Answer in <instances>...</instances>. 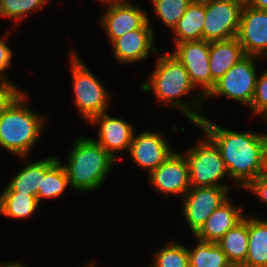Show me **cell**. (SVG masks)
<instances>
[{"label":"cell","mask_w":267,"mask_h":267,"mask_svg":"<svg viewBox=\"0 0 267 267\" xmlns=\"http://www.w3.org/2000/svg\"><path fill=\"white\" fill-rule=\"evenodd\" d=\"M22 92L23 90L10 80H0V116Z\"/></svg>","instance_id":"f546056e"},{"label":"cell","mask_w":267,"mask_h":267,"mask_svg":"<svg viewBox=\"0 0 267 267\" xmlns=\"http://www.w3.org/2000/svg\"><path fill=\"white\" fill-rule=\"evenodd\" d=\"M61 160H57L42 178L41 187H38V202L43 198H56L70 187L67 172Z\"/></svg>","instance_id":"d4e9b609"},{"label":"cell","mask_w":267,"mask_h":267,"mask_svg":"<svg viewBox=\"0 0 267 267\" xmlns=\"http://www.w3.org/2000/svg\"><path fill=\"white\" fill-rule=\"evenodd\" d=\"M240 1H242L243 3H247L248 2V0H240Z\"/></svg>","instance_id":"f35d334b"},{"label":"cell","mask_w":267,"mask_h":267,"mask_svg":"<svg viewBox=\"0 0 267 267\" xmlns=\"http://www.w3.org/2000/svg\"><path fill=\"white\" fill-rule=\"evenodd\" d=\"M133 5L129 0L106 5L100 21L111 43L127 32L141 29L148 22L146 11Z\"/></svg>","instance_id":"4fadbf2b"},{"label":"cell","mask_w":267,"mask_h":267,"mask_svg":"<svg viewBox=\"0 0 267 267\" xmlns=\"http://www.w3.org/2000/svg\"><path fill=\"white\" fill-rule=\"evenodd\" d=\"M237 39L246 55L267 57V10H259L244 3Z\"/></svg>","instance_id":"7c38bea8"},{"label":"cell","mask_w":267,"mask_h":267,"mask_svg":"<svg viewBox=\"0 0 267 267\" xmlns=\"http://www.w3.org/2000/svg\"><path fill=\"white\" fill-rule=\"evenodd\" d=\"M230 201L231 199H228L213 211L201 229L194 235L196 239L216 243L244 218L243 208L235 207Z\"/></svg>","instance_id":"e0dca14e"},{"label":"cell","mask_w":267,"mask_h":267,"mask_svg":"<svg viewBox=\"0 0 267 267\" xmlns=\"http://www.w3.org/2000/svg\"><path fill=\"white\" fill-rule=\"evenodd\" d=\"M63 165L70 188L75 191H94L103 184L116 160L95 139L79 138Z\"/></svg>","instance_id":"277c9868"},{"label":"cell","mask_w":267,"mask_h":267,"mask_svg":"<svg viewBox=\"0 0 267 267\" xmlns=\"http://www.w3.org/2000/svg\"><path fill=\"white\" fill-rule=\"evenodd\" d=\"M140 88L144 92L152 91L158 102L179 109L195 125L204 118V115L198 112L202 107L201 102L206 100L201 93L196 98L193 97L194 100L189 101L190 103L179 100L196 87L191 82L183 64L171 52L157 57L155 69L149 76V81H144Z\"/></svg>","instance_id":"7a4b0ae2"},{"label":"cell","mask_w":267,"mask_h":267,"mask_svg":"<svg viewBox=\"0 0 267 267\" xmlns=\"http://www.w3.org/2000/svg\"><path fill=\"white\" fill-rule=\"evenodd\" d=\"M130 158L148 174L161 165L174 151L161 132L144 131L133 135L129 148Z\"/></svg>","instance_id":"5bb4252c"},{"label":"cell","mask_w":267,"mask_h":267,"mask_svg":"<svg viewBox=\"0 0 267 267\" xmlns=\"http://www.w3.org/2000/svg\"><path fill=\"white\" fill-rule=\"evenodd\" d=\"M243 267H267V220L248 217V252Z\"/></svg>","instance_id":"ffe728a7"},{"label":"cell","mask_w":267,"mask_h":267,"mask_svg":"<svg viewBox=\"0 0 267 267\" xmlns=\"http://www.w3.org/2000/svg\"><path fill=\"white\" fill-rule=\"evenodd\" d=\"M95 262H91L90 264H86L85 266L83 267H96V265L94 264Z\"/></svg>","instance_id":"74e56055"},{"label":"cell","mask_w":267,"mask_h":267,"mask_svg":"<svg viewBox=\"0 0 267 267\" xmlns=\"http://www.w3.org/2000/svg\"><path fill=\"white\" fill-rule=\"evenodd\" d=\"M230 267H243V266H234V265H231Z\"/></svg>","instance_id":"ab89813d"},{"label":"cell","mask_w":267,"mask_h":267,"mask_svg":"<svg viewBox=\"0 0 267 267\" xmlns=\"http://www.w3.org/2000/svg\"><path fill=\"white\" fill-rule=\"evenodd\" d=\"M191 0H151L155 15L171 30L186 12Z\"/></svg>","instance_id":"4316f807"},{"label":"cell","mask_w":267,"mask_h":267,"mask_svg":"<svg viewBox=\"0 0 267 267\" xmlns=\"http://www.w3.org/2000/svg\"><path fill=\"white\" fill-rule=\"evenodd\" d=\"M193 249H188L190 267H230L231 264L219 245L196 239Z\"/></svg>","instance_id":"cb8c5ba5"},{"label":"cell","mask_w":267,"mask_h":267,"mask_svg":"<svg viewBox=\"0 0 267 267\" xmlns=\"http://www.w3.org/2000/svg\"><path fill=\"white\" fill-rule=\"evenodd\" d=\"M192 2H196V3H208V2H212L213 0H191Z\"/></svg>","instance_id":"8d00e7d4"},{"label":"cell","mask_w":267,"mask_h":267,"mask_svg":"<svg viewBox=\"0 0 267 267\" xmlns=\"http://www.w3.org/2000/svg\"><path fill=\"white\" fill-rule=\"evenodd\" d=\"M23 263H19V262H12V263H1L0 267H25L24 265H22ZM27 267V266H26Z\"/></svg>","instance_id":"836d02e7"},{"label":"cell","mask_w":267,"mask_h":267,"mask_svg":"<svg viewBox=\"0 0 267 267\" xmlns=\"http://www.w3.org/2000/svg\"><path fill=\"white\" fill-rule=\"evenodd\" d=\"M151 267H190L188 247L169 241L155 252Z\"/></svg>","instance_id":"484cf974"},{"label":"cell","mask_w":267,"mask_h":267,"mask_svg":"<svg viewBox=\"0 0 267 267\" xmlns=\"http://www.w3.org/2000/svg\"><path fill=\"white\" fill-rule=\"evenodd\" d=\"M89 122L99 125L98 140L95 141L116 161L119 151H129L135 133L132 123L111 117L107 112L93 117Z\"/></svg>","instance_id":"9a60e30c"},{"label":"cell","mask_w":267,"mask_h":267,"mask_svg":"<svg viewBox=\"0 0 267 267\" xmlns=\"http://www.w3.org/2000/svg\"><path fill=\"white\" fill-rule=\"evenodd\" d=\"M244 190L255 194L267 205V173L263 171Z\"/></svg>","instance_id":"4dcf8cb0"},{"label":"cell","mask_w":267,"mask_h":267,"mask_svg":"<svg viewBox=\"0 0 267 267\" xmlns=\"http://www.w3.org/2000/svg\"><path fill=\"white\" fill-rule=\"evenodd\" d=\"M264 172L267 173V143H266V147H265Z\"/></svg>","instance_id":"d590c367"},{"label":"cell","mask_w":267,"mask_h":267,"mask_svg":"<svg viewBox=\"0 0 267 267\" xmlns=\"http://www.w3.org/2000/svg\"><path fill=\"white\" fill-rule=\"evenodd\" d=\"M196 126L219 148L230 179L240 187L245 189L264 171L267 134L226 129L206 116Z\"/></svg>","instance_id":"6da1fadb"},{"label":"cell","mask_w":267,"mask_h":267,"mask_svg":"<svg viewBox=\"0 0 267 267\" xmlns=\"http://www.w3.org/2000/svg\"><path fill=\"white\" fill-rule=\"evenodd\" d=\"M58 157H49L27 163L19 170L6 185L2 192H20L37 198L38 187H41L42 178L46 171L58 160Z\"/></svg>","instance_id":"d6986e66"},{"label":"cell","mask_w":267,"mask_h":267,"mask_svg":"<svg viewBox=\"0 0 267 267\" xmlns=\"http://www.w3.org/2000/svg\"><path fill=\"white\" fill-rule=\"evenodd\" d=\"M250 111L253 116L258 115L267 120V70L257 78Z\"/></svg>","instance_id":"f1b7e54d"},{"label":"cell","mask_w":267,"mask_h":267,"mask_svg":"<svg viewBox=\"0 0 267 267\" xmlns=\"http://www.w3.org/2000/svg\"><path fill=\"white\" fill-rule=\"evenodd\" d=\"M154 36L148 18V22L141 29L127 32L111 43L114 58L120 63H135L148 59L151 51L157 52L153 46Z\"/></svg>","instance_id":"2e32d148"},{"label":"cell","mask_w":267,"mask_h":267,"mask_svg":"<svg viewBox=\"0 0 267 267\" xmlns=\"http://www.w3.org/2000/svg\"><path fill=\"white\" fill-rule=\"evenodd\" d=\"M189 166V183L191 187L219 186L231 187L221 180L229 177L219 148L204 133L196 145L183 152Z\"/></svg>","instance_id":"8992f818"},{"label":"cell","mask_w":267,"mask_h":267,"mask_svg":"<svg viewBox=\"0 0 267 267\" xmlns=\"http://www.w3.org/2000/svg\"><path fill=\"white\" fill-rule=\"evenodd\" d=\"M13 51L12 49L5 43V40H3L0 37V80L1 81H7L9 80L7 77H5L4 70L8 69L9 66H11Z\"/></svg>","instance_id":"1f68e13d"},{"label":"cell","mask_w":267,"mask_h":267,"mask_svg":"<svg viewBox=\"0 0 267 267\" xmlns=\"http://www.w3.org/2000/svg\"><path fill=\"white\" fill-rule=\"evenodd\" d=\"M69 56L75 108L89 122L93 117L107 112L111 96L75 51H71Z\"/></svg>","instance_id":"5b68a950"},{"label":"cell","mask_w":267,"mask_h":267,"mask_svg":"<svg viewBox=\"0 0 267 267\" xmlns=\"http://www.w3.org/2000/svg\"><path fill=\"white\" fill-rule=\"evenodd\" d=\"M48 0H0V17L24 20L30 12L41 10Z\"/></svg>","instance_id":"83f0119b"},{"label":"cell","mask_w":267,"mask_h":267,"mask_svg":"<svg viewBox=\"0 0 267 267\" xmlns=\"http://www.w3.org/2000/svg\"><path fill=\"white\" fill-rule=\"evenodd\" d=\"M257 59L259 57L246 55L215 83L205 98L222 95L250 108L258 78Z\"/></svg>","instance_id":"52a82bcc"},{"label":"cell","mask_w":267,"mask_h":267,"mask_svg":"<svg viewBox=\"0 0 267 267\" xmlns=\"http://www.w3.org/2000/svg\"><path fill=\"white\" fill-rule=\"evenodd\" d=\"M246 4L259 10H267V0H248Z\"/></svg>","instance_id":"d6a6232c"},{"label":"cell","mask_w":267,"mask_h":267,"mask_svg":"<svg viewBox=\"0 0 267 267\" xmlns=\"http://www.w3.org/2000/svg\"><path fill=\"white\" fill-rule=\"evenodd\" d=\"M231 265L242 266L248 252V218H244L216 242Z\"/></svg>","instance_id":"44dd1931"},{"label":"cell","mask_w":267,"mask_h":267,"mask_svg":"<svg viewBox=\"0 0 267 267\" xmlns=\"http://www.w3.org/2000/svg\"><path fill=\"white\" fill-rule=\"evenodd\" d=\"M246 56L237 37L210 42L211 78L217 82L232 66Z\"/></svg>","instance_id":"ac0fdd59"},{"label":"cell","mask_w":267,"mask_h":267,"mask_svg":"<svg viewBox=\"0 0 267 267\" xmlns=\"http://www.w3.org/2000/svg\"><path fill=\"white\" fill-rule=\"evenodd\" d=\"M23 91L0 116V147L26 161L31 149L40 138L44 118L26 106Z\"/></svg>","instance_id":"3957f363"},{"label":"cell","mask_w":267,"mask_h":267,"mask_svg":"<svg viewBox=\"0 0 267 267\" xmlns=\"http://www.w3.org/2000/svg\"><path fill=\"white\" fill-rule=\"evenodd\" d=\"M98 1H101L102 4L109 5L115 2H119L121 0H98Z\"/></svg>","instance_id":"e575fe53"},{"label":"cell","mask_w":267,"mask_h":267,"mask_svg":"<svg viewBox=\"0 0 267 267\" xmlns=\"http://www.w3.org/2000/svg\"><path fill=\"white\" fill-rule=\"evenodd\" d=\"M152 187L167 196H181L191 188L189 166L185 155L174 151L161 165L148 176Z\"/></svg>","instance_id":"8fae6325"},{"label":"cell","mask_w":267,"mask_h":267,"mask_svg":"<svg viewBox=\"0 0 267 267\" xmlns=\"http://www.w3.org/2000/svg\"><path fill=\"white\" fill-rule=\"evenodd\" d=\"M175 46L171 54L183 64L193 85L196 88L200 86L201 94L206 97L216 83L211 78L209 66L210 42L184 41L175 43Z\"/></svg>","instance_id":"30bf717a"},{"label":"cell","mask_w":267,"mask_h":267,"mask_svg":"<svg viewBox=\"0 0 267 267\" xmlns=\"http://www.w3.org/2000/svg\"><path fill=\"white\" fill-rule=\"evenodd\" d=\"M205 20V4L191 2L184 15L173 28L174 44L184 41L202 40Z\"/></svg>","instance_id":"7402d4cb"},{"label":"cell","mask_w":267,"mask_h":267,"mask_svg":"<svg viewBox=\"0 0 267 267\" xmlns=\"http://www.w3.org/2000/svg\"><path fill=\"white\" fill-rule=\"evenodd\" d=\"M39 207L38 199L20 192H2L0 194V214L12 218H27Z\"/></svg>","instance_id":"603a6c76"},{"label":"cell","mask_w":267,"mask_h":267,"mask_svg":"<svg viewBox=\"0 0 267 267\" xmlns=\"http://www.w3.org/2000/svg\"><path fill=\"white\" fill-rule=\"evenodd\" d=\"M243 5L240 0H213L205 3L202 40L212 42L237 37Z\"/></svg>","instance_id":"ba28073f"},{"label":"cell","mask_w":267,"mask_h":267,"mask_svg":"<svg viewBox=\"0 0 267 267\" xmlns=\"http://www.w3.org/2000/svg\"><path fill=\"white\" fill-rule=\"evenodd\" d=\"M230 187H191L183 196V216L193 235L204 225L213 211L228 200Z\"/></svg>","instance_id":"9c48e42d"}]
</instances>
